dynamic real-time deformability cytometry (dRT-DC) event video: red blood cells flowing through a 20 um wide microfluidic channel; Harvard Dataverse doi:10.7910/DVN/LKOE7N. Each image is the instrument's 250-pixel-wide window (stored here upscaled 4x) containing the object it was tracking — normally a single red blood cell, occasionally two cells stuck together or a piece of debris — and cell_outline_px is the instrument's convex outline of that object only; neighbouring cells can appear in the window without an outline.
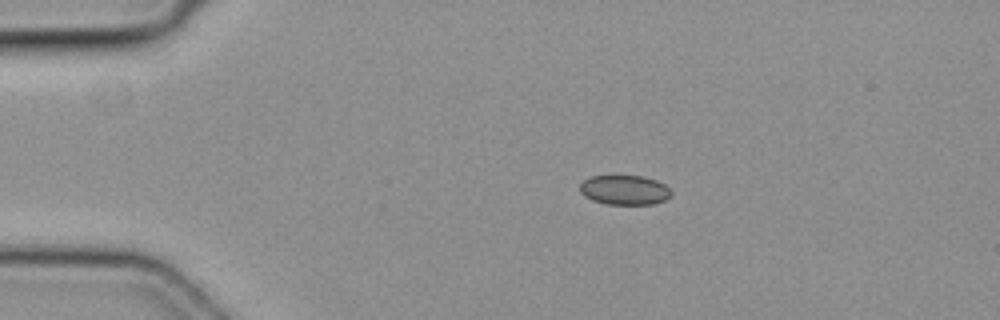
{"species": "common noctule bat (a hibernating species)", "species_latin": "Nyctalus noctula", "temperature_condition": "cold", "stored_images_in_passage": 3, "camera_frame_rate_fps": 3000, "um_per_image_px": 0.085, "animal": {"sex": "female", "body_mass_g": 19.3, "forearm_length_mm": 54.1}, "frame": {"image": 1, "passage_image": 1, "time_ms": 0.0, "image_size_px": [1000, 320], "cell_outline_px": [[672, 196], [664, 200], [652, 204], [608, 204], [592, 200], [584, 196], [580, 192], [580, 184], [584, 180], [592, 176], [644, 176], [656, 180], [664, 184], [672, 192]], "centroid_in_image_um": [53.09, 16.15], "position_along_channel_um": 31.9, "area_um2": 15.72}}
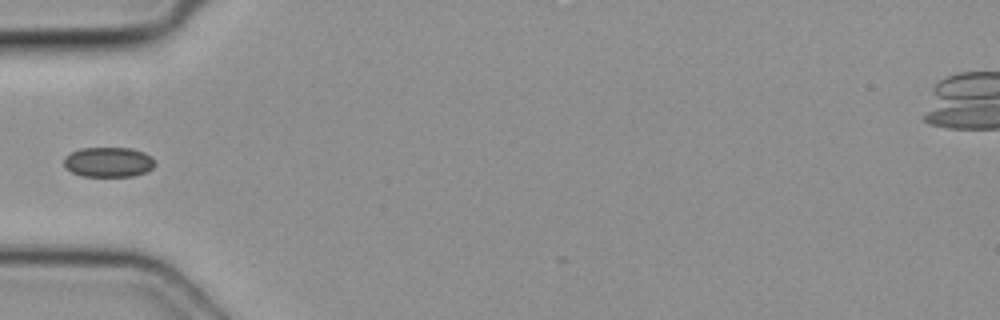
{"frame": {"image": 2, "passage_image": 3, "time_ms": 0.667, "image_size_px": [1000, 320], "cell_outline_px": [[156, 164], [148, 172], [132, 176], [84, 176], [72, 172], [64, 168], [64, 156], [80, 148], [132, 148], [144, 152], [152, 156], [156, 160]], "centroid_in_image_um": [9.25, 13.77], "position_along_channel_um": 75.8, "area_um2": 16.13}}